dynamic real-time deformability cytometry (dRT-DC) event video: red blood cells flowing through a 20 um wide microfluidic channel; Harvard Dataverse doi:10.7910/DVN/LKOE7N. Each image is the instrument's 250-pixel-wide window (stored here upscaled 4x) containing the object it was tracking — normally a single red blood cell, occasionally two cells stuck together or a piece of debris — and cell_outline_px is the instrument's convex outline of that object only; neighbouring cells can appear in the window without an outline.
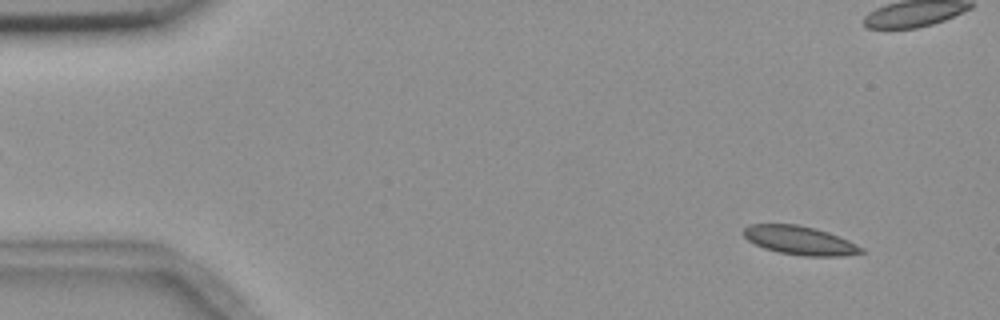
{"species": "common noctule bat (a hibernating species)", "species_latin": "Nyctalus noctula", "temperature_condition": "room temperature", "stored_images_in_passage": 5, "camera_frame_rate_fps": 3000, "um_per_image_px": 0.085, "animal": {"sex": "female", "body_mass_g": 18.4}, "frame": {"image": 1, "passage_image": 1, "time_ms": 0.0, "image_size_px": [1000, 320], "cell_outline_px": [[864, 252], [844, 256], [804, 256], [776, 252], [764, 248], [748, 240], [744, 236], [744, 228], [748, 224], [796, 224], [828, 232], [848, 240], [864, 248]], "centroid_in_image_um": [67.98, 20.44], "position_along_channel_um": 17.0, "area_um2": 19.59}}